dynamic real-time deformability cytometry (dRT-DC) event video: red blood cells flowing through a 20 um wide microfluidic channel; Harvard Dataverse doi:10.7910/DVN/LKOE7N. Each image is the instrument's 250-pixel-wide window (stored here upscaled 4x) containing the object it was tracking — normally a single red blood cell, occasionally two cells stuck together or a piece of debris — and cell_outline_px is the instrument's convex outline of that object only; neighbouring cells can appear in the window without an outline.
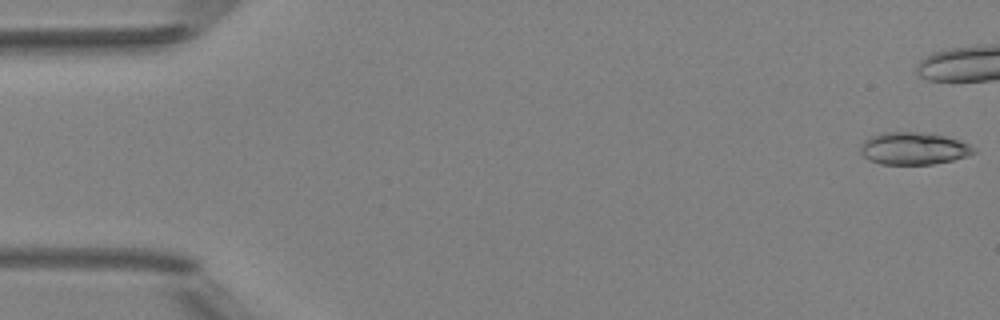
{"species": "Egyptian fruit bat (a non-hibernating species)", "species_latin": "Rousettus aegyptiacus", "temperature_condition": "room temperature", "stored_images_in_passage": 4, "camera_frame_rate_fps": 3000, "um_per_image_px": 0.085, "animal": {"sex": "female"}, "frame": {"image": 1, "passage_image": 1, "time_ms": 0.0, "image_size_px": [1000, 320], "cell_outline_px": [[976, 152], [968, 156], [952, 160], [932, 164], [880, 164], [868, 160], [860, 152], [860, 144], [864, 140], [880, 132], [916, 132], [944, 136], [960, 140], [976, 148]], "centroid_in_image_um": [77.64, 12.62], "position_along_channel_um": 7.4, "area_um2": 21.39}}